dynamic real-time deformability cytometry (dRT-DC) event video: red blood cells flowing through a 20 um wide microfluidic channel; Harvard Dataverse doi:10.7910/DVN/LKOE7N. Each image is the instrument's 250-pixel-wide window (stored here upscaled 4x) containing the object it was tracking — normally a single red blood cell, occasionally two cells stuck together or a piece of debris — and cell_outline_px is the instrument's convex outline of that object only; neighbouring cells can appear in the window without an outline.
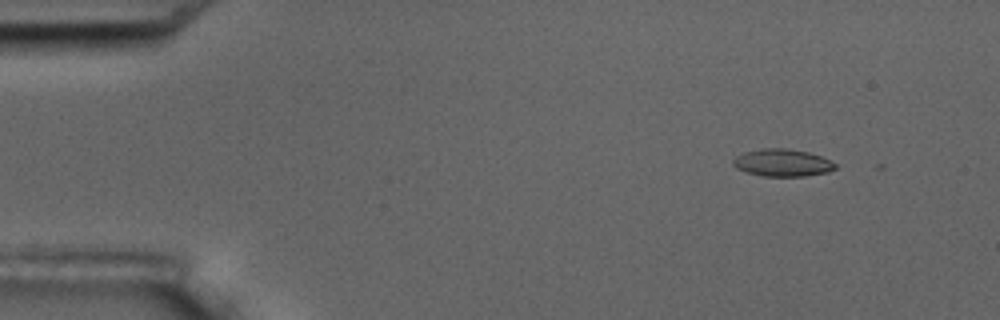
{"species": "common noctule bat (a hibernating species)", "species_latin": "Nyctalus noctula", "temperature_condition": "room temperature", "stored_images_in_passage": 5, "camera_frame_rate_fps": 3000, "um_per_image_px": 0.085, "animal": {"sex": "male", "body_mass_g": 17.5, "forearm_length_mm": 52.3}, "frame": {"image": 1, "passage_image": 2, "time_ms": 1.333, "image_size_px": [1000, 320], "cell_outline_px": [[836, 168], [828, 172], [804, 176], [764, 176], [748, 172], [736, 168], [732, 164], [732, 160], [736, 156], [744, 152], [764, 148], [784, 148], [808, 152], [820, 156], [836, 164]], "centroid_in_image_um": [66.48, 13.83], "position_along_channel_um": 18.5, "area_um2": 16.13}}
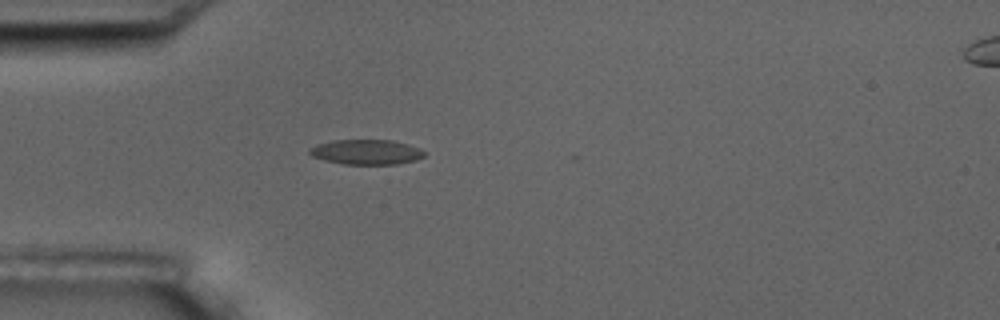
{"frame": {"image": 2, "passage_image": 5, "time_ms": 4.667, "image_size_px": [1000, 320], "cell_outline_px": [[424, 156], [416, 160], [396, 164], [344, 164], [324, 160], [312, 156], [308, 152], [308, 148], [316, 144], [332, 140], [392, 140], [408, 144], [420, 148], [424, 152]], "centroid_in_image_um": [31.11, 12.91], "position_along_channel_um": 53.9, "area_um2": 16.76}}